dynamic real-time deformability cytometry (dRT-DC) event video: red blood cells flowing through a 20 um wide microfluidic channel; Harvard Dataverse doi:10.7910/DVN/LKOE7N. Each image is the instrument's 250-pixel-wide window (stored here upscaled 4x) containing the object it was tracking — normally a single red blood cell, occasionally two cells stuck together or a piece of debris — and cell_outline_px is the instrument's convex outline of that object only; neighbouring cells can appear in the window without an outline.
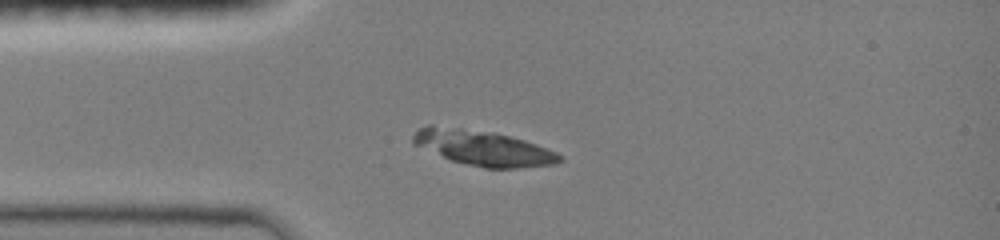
{"species": "common noctule bat (a hibernating species)", "species_latin": "Nyctalus noctula", "temperature_condition": "room temperature", "stored_images_in_passage": 34, "camera_frame_rate_fps": 3000, "um_per_image_px": 0.085, "animal": {"sex": "female", "body_mass_g": 19.0, "forearm_length_mm": 51.5}, "frame": {"image": 1, "passage_image": 1, "time_ms": 0.0, "image_size_px": [1000, 240], "cell_outline_px": [[564, 160], [552, 164], [516, 168], [484, 168], [452, 160], [412, 144], [412, 136], [420, 128], [428, 124], [432, 124], [496, 132], [524, 140], [536, 144], [556, 152], [564, 156]], "centroid_in_image_um": [41.05, 12.55], "position_along_channel_um": 43.9, "area_um2": 30.11}}
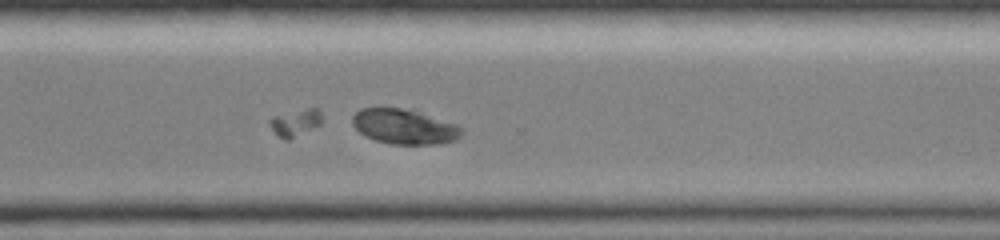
{"frame": {"image": 2, "passage_image": 24, "time_ms": 7.667, "image_size_px": [1000, 240], "cell_outline_px": [[464, 132], [456, 140], [440, 144], [392, 144], [376, 140], [364, 136], [352, 124], [352, 116], [360, 108], [412, 108], [456, 124], [464, 128]], "centroid_in_image_um": [34.41, 10.75], "position_along_channel_um": 336.2, "area_um2": 22.66}}
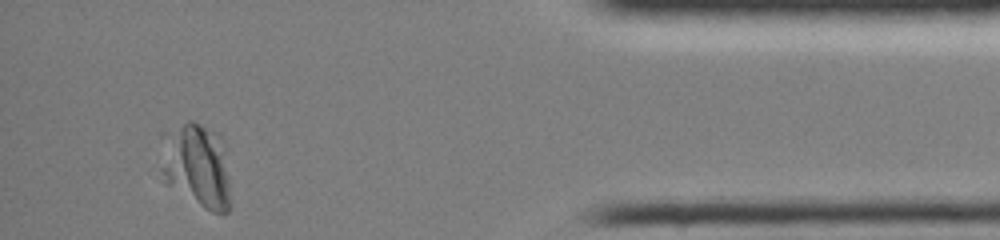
{"frame": {"image": 3, "passage_image": 33, "time_ms": 10.667, "image_size_px": [1000, 240], "cell_outline_px": [[232, 208], [228, 212], [212, 212], [204, 208], [164, 184], [160, 168], [172, 132], [188, 120], [192, 120], [216, 132], [224, 140], [232, 204]], "centroid_in_image_um": [16.84, 14.18], "position_along_channel_um": 418.4, "area_um2": 33.76}}